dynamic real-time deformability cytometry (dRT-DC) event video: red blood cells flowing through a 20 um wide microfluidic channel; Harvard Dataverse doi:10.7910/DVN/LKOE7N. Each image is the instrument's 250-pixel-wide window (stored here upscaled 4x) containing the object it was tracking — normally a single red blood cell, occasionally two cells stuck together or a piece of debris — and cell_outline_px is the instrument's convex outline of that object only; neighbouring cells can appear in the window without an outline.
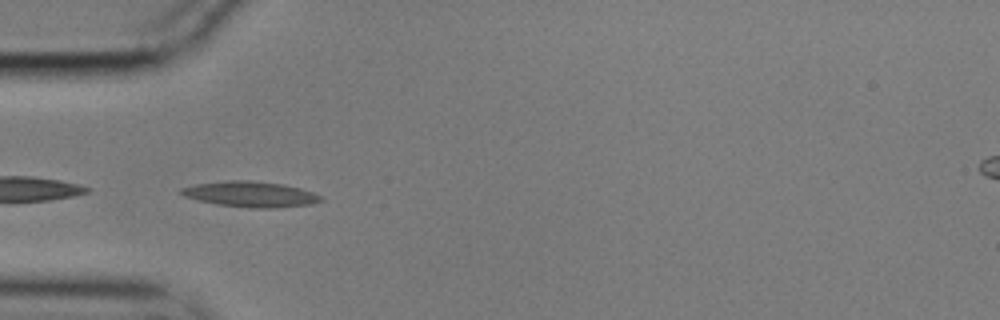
{"species": "common noctule bat (a hibernating species)", "species_latin": "Nyctalus noctula", "temperature_condition": "cold", "stored_images_in_passage": 4, "camera_frame_rate_fps": 3000, "um_per_image_px": 0.085, "animal": {"sex": "male", "body_mass_g": 17.9}, "frame": {"image": 1, "passage_image": 1, "time_ms": 0.0, "image_size_px": [1000, 320], "cell_outline_px": [[324, 200], [312, 204], [276, 208], [248, 208], [216, 204], [184, 196], [176, 192], [180, 188], [196, 184], [228, 180], [252, 180], [284, 184], [300, 188], [324, 196]], "centroid_in_image_um": [21.31, 16.51], "position_along_channel_um": 63.7, "area_um2": 21.1}}